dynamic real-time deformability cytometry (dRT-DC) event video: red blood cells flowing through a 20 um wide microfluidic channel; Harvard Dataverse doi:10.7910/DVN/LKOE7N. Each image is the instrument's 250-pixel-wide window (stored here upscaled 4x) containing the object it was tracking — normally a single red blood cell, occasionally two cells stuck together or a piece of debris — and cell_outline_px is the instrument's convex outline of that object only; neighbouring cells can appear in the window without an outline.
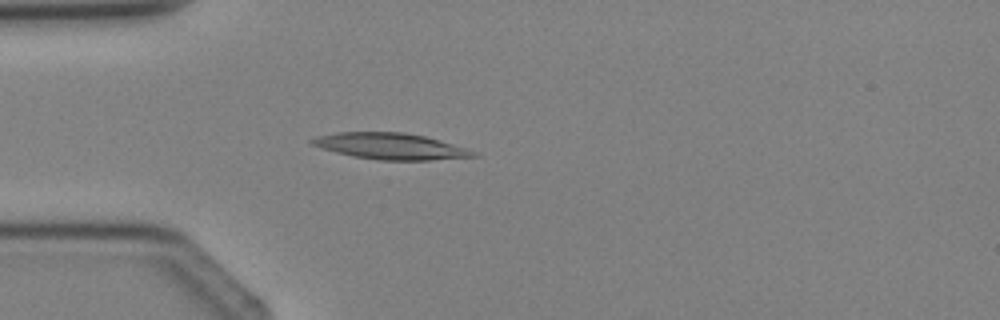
{"species": "Egyptian fruit bat (a non-hibernating species)", "species_latin": "Rousettus aegyptiacus", "temperature_condition": "cold", "stored_images_in_passage": 3, "camera_frame_rate_fps": 3000, "um_per_image_px": 0.085, "animal": {"sex": "female"}, "frame": {"image": 1, "passage_image": 3, "time_ms": 2.333, "image_size_px": [1000, 320], "cell_outline_px": [[480, 156], [432, 160], [380, 160], [356, 156], [336, 152], [312, 144], [308, 140], [316, 136], [340, 132], [404, 132], [424, 136], [480, 152]], "centroid_in_image_um": [33.25, 12.43], "position_along_channel_um": 51.8, "area_um2": 24.45}}